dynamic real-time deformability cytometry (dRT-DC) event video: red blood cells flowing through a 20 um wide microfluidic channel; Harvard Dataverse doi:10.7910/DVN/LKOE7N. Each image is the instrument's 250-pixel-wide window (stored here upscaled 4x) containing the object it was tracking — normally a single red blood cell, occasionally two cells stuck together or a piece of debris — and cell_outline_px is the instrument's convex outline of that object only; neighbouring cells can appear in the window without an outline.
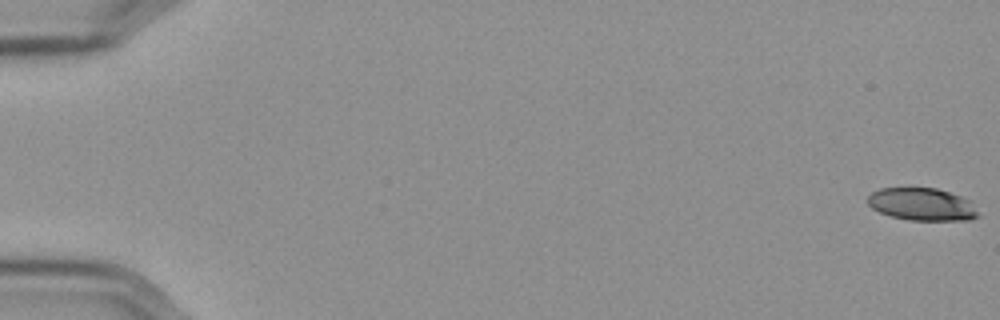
{"species": "Egyptian fruit bat (a non-hibernating species)", "species_latin": "Rousettus aegyptiacus", "temperature_condition": "cold", "stored_images_in_passage": 20, "camera_frame_rate_fps": 3000, "um_per_image_px": 0.085, "frame": {"image": 1, "passage_image": 1, "time_ms": 0.0, "image_size_px": [1000, 320], "cell_outline_px": [[980, 216], [968, 220], [912, 220], [892, 216], [880, 212], [872, 208], [868, 204], [868, 196], [872, 192], [880, 188], [936, 188], [960, 196], [968, 200]], "centroid_in_image_um": [78.34, 17.36], "position_along_channel_um": 6.7, "area_um2": 20.63}}
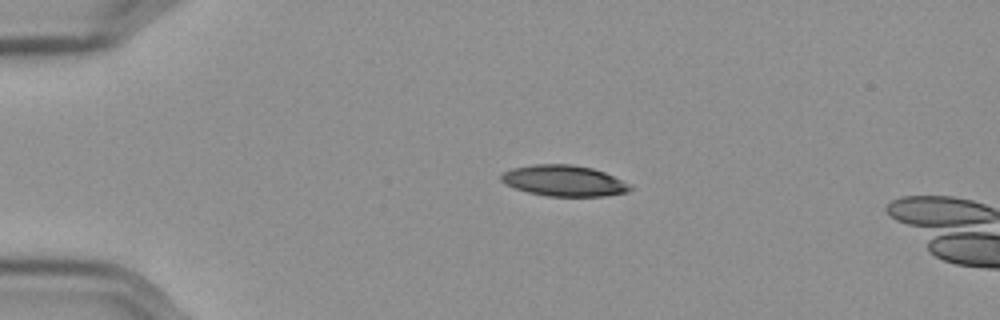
{"frame": {"image": 2, "passage_image": 14, "time_ms": 4.333, "image_size_px": [1000, 320], "cell_outline_px": [[632, 188], [628, 192], [604, 196], [548, 196], [528, 192], [504, 184], [500, 180], [500, 176], [504, 172], [512, 168], [532, 164], [572, 164], [592, 168], [604, 172], [628, 184]], "centroid_in_image_um": [47.89, 15.36], "position_along_channel_um": 37.1, "area_um2": 23.12}}